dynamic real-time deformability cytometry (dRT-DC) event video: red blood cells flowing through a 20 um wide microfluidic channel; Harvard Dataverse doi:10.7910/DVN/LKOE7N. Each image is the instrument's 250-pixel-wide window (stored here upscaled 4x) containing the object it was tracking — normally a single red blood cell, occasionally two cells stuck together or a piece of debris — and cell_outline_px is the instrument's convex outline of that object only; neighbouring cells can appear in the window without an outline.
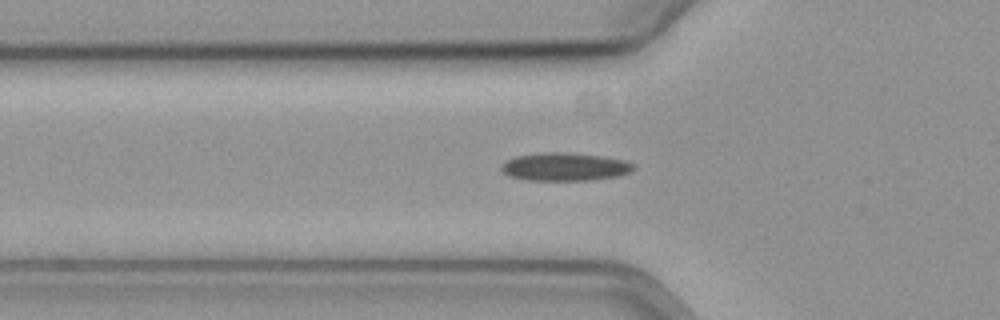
{"species": "common noctule bat (a hibernating species)", "species_latin": "Nyctalus noctula", "temperature_condition": "cold", "stored_images_in_passage": 49, "camera_frame_rate_fps": 3000, "um_per_image_px": 0.085, "animal": {"sex": "female", "body_mass_g": 19.3, "forearm_length_mm": 54.1}, "frame": {"image": 1, "passage_image": 11, "time_ms": 3.333, "image_size_px": [1000, 320], "cell_outline_px": [[636, 168], [632, 172], [620, 176], [588, 180], [528, 180], [512, 176], [504, 172], [500, 168], [508, 160], [516, 156], [544, 152], [564, 152], [600, 156], [624, 160], [636, 164]], "centroid_in_image_um": [48.09, 14.18], "position_along_channel_um": 77.7, "area_um2": 21.5}}
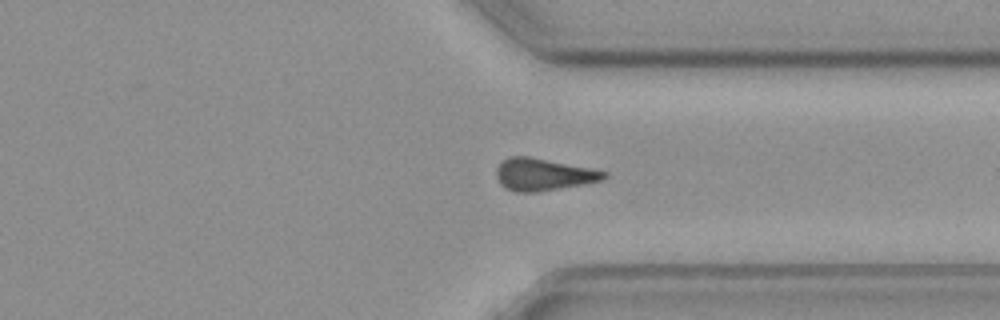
{"frame": {"image": 2, "passage_image": 35, "time_ms": 11.333, "image_size_px": [1000, 320], "cell_outline_px": [[608, 176], [604, 180], [584, 184], [536, 192], [516, 192], [504, 188], [500, 184], [496, 176], [496, 168], [504, 160], [512, 156], [528, 156], [608, 172]], "centroid_in_image_um": [46.17, 14.84], "position_along_channel_um": 365.2, "area_um2": 20.0}}
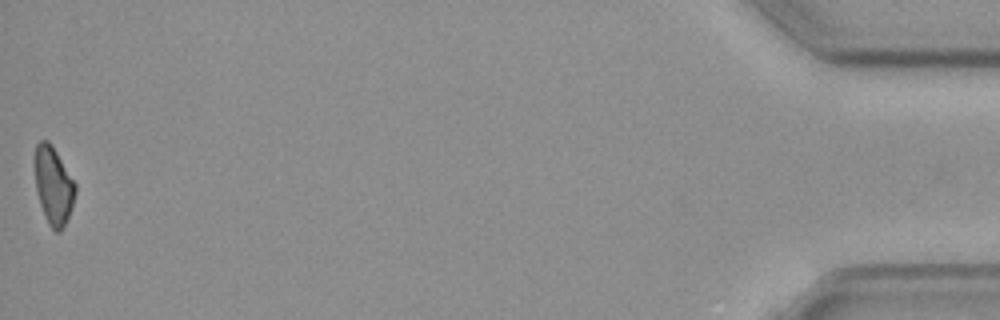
{"frame": {"image": 3, "passage_image": 49, "time_ms": 16.0, "image_size_px": [1000, 320], "cell_outline_px": [[76, 192], [68, 216], [60, 232], [56, 232], [48, 224], [40, 204], [36, 188], [36, 144], [40, 140], [48, 140], [52, 144], [76, 184]], "centroid_in_image_um": [4.55, 15.76], "position_along_channel_um": 430.6, "area_um2": 17.92}}